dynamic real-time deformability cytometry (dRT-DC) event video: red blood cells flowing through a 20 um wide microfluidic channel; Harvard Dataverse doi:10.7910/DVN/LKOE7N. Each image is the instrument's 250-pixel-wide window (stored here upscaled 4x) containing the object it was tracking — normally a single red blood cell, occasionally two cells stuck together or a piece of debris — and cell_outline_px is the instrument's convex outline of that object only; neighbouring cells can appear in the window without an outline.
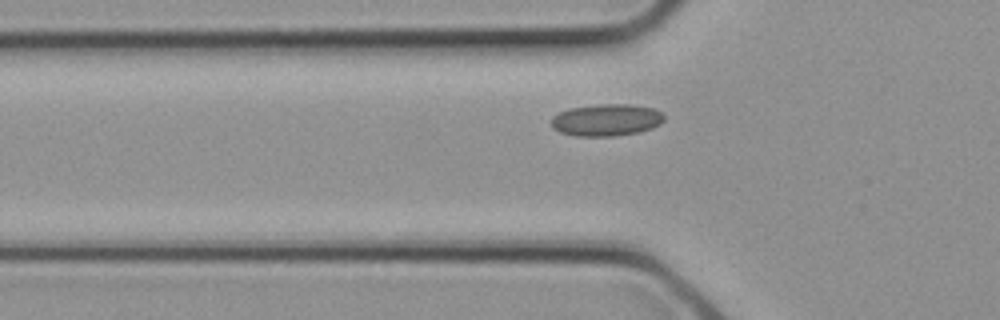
{"species": "common noctule bat (a hibernating species)", "species_latin": "Nyctalus noctula", "temperature_condition": "cold", "stored_images_in_passage": 2, "camera_frame_rate_fps": 3000, "um_per_image_px": 0.085, "animal": {"sex": "female", "body_mass_g": 21.9}, "frame": {"image": 1, "passage_image": 2, "time_ms": 0.333, "image_size_px": [1000, 320], "cell_outline_px": [[664, 120], [660, 124], [652, 128], [640, 132], [616, 136], [576, 136], [560, 132], [552, 128], [552, 116], [568, 108], [600, 104], [628, 104], [652, 108], [660, 112], [664, 116]], "centroid_in_image_um": [51.54, 10.2], "position_along_channel_um": 74.3, "area_um2": 21.1}}